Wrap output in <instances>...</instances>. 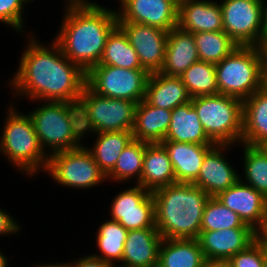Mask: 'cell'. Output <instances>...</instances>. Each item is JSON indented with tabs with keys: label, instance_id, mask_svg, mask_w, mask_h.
<instances>
[{
	"label": "cell",
	"instance_id": "6da1fadb",
	"mask_svg": "<svg viewBox=\"0 0 267 267\" xmlns=\"http://www.w3.org/2000/svg\"><path fill=\"white\" fill-rule=\"evenodd\" d=\"M20 58L19 68L10 81L16 96L32 101L79 102L86 85V73L72 63L53 40L48 47L30 38Z\"/></svg>",
	"mask_w": 267,
	"mask_h": 267
},
{
	"label": "cell",
	"instance_id": "7a4b0ae2",
	"mask_svg": "<svg viewBox=\"0 0 267 267\" xmlns=\"http://www.w3.org/2000/svg\"><path fill=\"white\" fill-rule=\"evenodd\" d=\"M54 41L85 73L99 64L108 35L118 25L117 10L103 6L67 7Z\"/></svg>",
	"mask_w": 267,
	"mask_h": 267
},
{
	"label": "cell",
	"instance_id": "3957f363",
	"mask_svg": "<svg viewBox=\"0 0 267 267\" xmlns=\"http://www.w3.org/2000/svg\"><path fill=\"white\" fill-rule=\"evenodd\" d=\"M155 225L162 239H198L210 196L193 183H174L152 192Z\"/></svg>",
	"mask_w": 267,
	"mask_h": 267
},
{
	"label": "cell",
	"instance_id": "277c9868",
	"mask_svg": "<svg viewBox=\"0 0 267 267\" xmlns=\"http://www.w3.org/2000/svg\"><path fill=\"white\" fill-rule=\"evenodd\" d=\"M28 113L34 125L41 148H50V154L81 147L80 108L77 103L44 101Z\"/></svg>",
	"mask_w": 267,
	"mask_h": 267
},
{
	"label": "cell",
	"instance_id": "5b68a950",
	"mask_svg": "<svg viewBox=\"0 0 267 267\" xmlns=\"http://www.w3.org/2000/svg\"><path fill=\"white\" fill-rule=\"evenodd\" d=\"M9 108L2 136L0 152L27 176L37 174L40 169L46 170L48 151L39 143L34 125L28 113H18L13 105Z\"/></svg>",
	"mask_w": 267,
	"mask_h": 267
},
{
	"label": "cell",
	"instance_id": "8992f818",
	"mask_svg": "<svg viewBox=\"0 0 267 267\" xmlns=\"http://www.w3.org/2000/svg\"><path fill=\"white\" fill-rule=\"evenodd\" d=\"M191 102L206 135L215 145L241 143L242 100L216 94L194 97Z\"/></svg>",
	"mask_w": 267,
	"mask_h": 267
},
{
	"label": "cell",
	"instance_id": "52a82bcc",
	"mask_svg": "<svg viewBox=\"0 0 267 267\" xmlns=\"http://www.w3.org/2000/svg\"><path fill=\"white\" fill-rule=\"evenodd\" d=\"M78 105L84 138L87 132L132 131L133 129L136 102L104 97L85 85Z\"/></svg>",
	"mask_w": 267,
	"mask_h": 267
},
{
	"label": "cell",
	"instance_id": "ba28073f",
	"mask_svg": "<svg viewBox=\"0 0 267 267\" xmlns=\"http://www.w3.org/2000/svg\"><path fill=\"white\" fill-rule=\"evenodd\" d=\"M261 54L258 46H238L215 65L218 94L242 101L260 89Z\"/></svg>",
	"mask_w": 267,
	"mask_h": 267
},
{
	"label": "cell",
	"instance_id": "9c48e42d",
	"mask_svg": "<svg viewBox=\"0 0 267 267\" xmlns=\"http://www.w3.org/2000/svg\"><path fill=\"white\" fill-rule=\"evenodd\" d=\"M149 76L145 69L96 65L86 73V85L98 95L138 104L145 99Z\"/></svg>",
	"mask_w": 267,
	"mask_h": 267
},
{
	"label": "cell",
	"instance_id": "30bf717a",
	"mask_svg": "<svg viewBox=\"0 0 267 267\" xmlns=\"http://www.w3.org/2000/svg\"><path fill=\"white\" fill-rule=\"evenodd\" d=\"M45 171L58 184L73 189L93 188L107 180L88 147L84 145L50 154Z\"/></svg>",
	"mask_w": 267,
	"mask_h": 267
},
{
	"label": "cell",
	"instance_id": "8fae6325",
	"mask_svg": "<svg viewBox=\"0 0 267 267\" xmlns=\"http://www.w3.org/2000/svg\"><path fill=\"white\" fill-rule=\"evenodd\" d=\"M219 4L223 31L238 46H258L265 33L262 0H224Z\"/></svg>",
	"mask_w": 267,
	"mask_h": 267
},
{
	"label": "cell",
	"instance_id": "7c38bea8",
	"mask_svg": "<svg viewBox=\"0 0 267 267\" xmlns=\"http://www.w3.org/2000/svg\"><path fill=\"white\" fill-rule=\"evenodd\" d=\"M135 185L120 191L113 199L110 219L119 222L127 231L156 228L152 192L141 185Z\"/></svg>",
	"mask_w": 267,
	"mask_h": 267
},
{
	"label": "cell",
	"instance_id": "4fadbf2b",
	"mask_svg": "<svg viewBox=\"0 0 267 267\" xmlns=\"http://www.w3.org/2000/svg\"><path fill=\"white\" fill-rule=\"evenodd\" d=\"M118 23H140L169 32L178 27V5L172 0H119Z\"/></svg>",
	"mask_w": 267,
	"mask_h": 267
},
{
	"label": "cell",
	"instance_id": "5bb4252c",
	"mask_svg": "<svg viewBox=\"0 0 267 267\" xmlns=\"http://www.w3.org/2000/svg\"><path fill=\"white\" fill-rule=\"evenodd\" d=\"M136 51L142 67L149 73L159 72L165 57L168 32L140 23H118Z\"/></svg>",
	"mask_w": 267,
	"mask_h": 267
},
{
	"label": "cell",
	"instance_id": "9a60e30c",
	"mask_svg": "<svg viewBox=\"0 0 267 267\" xmlns=\"http://www.w3.org/2000/svg\"><path fill=\"white\" fill-rule=\"evenodd\" d=\"M216 198L258 233L267 224V198L240 179Z\"/></svg>",
	"mask_w": 267,
	"mask_h": 267
},
{
	"label": "cell",
	"instance_id": "2e32d148",
	"mask_svg": "<svg viewBox=\"0 0 267 267\" xmlns=\"http://www.w3.org/2000/svg\"><path fill=\"white\" fill-rule=\"evenodd\" d=\"M258 234L253 228L200 231L198 241L206 259L229 260L252 244Z\"/></svg>",
	"mask_w": 267,
	"mask_h": 267
},
{
	"label": "cell",
	"instance_id": "e0dca14e",
	"mask_svg": "<svg viewBox=\"0 0 267 267\" xmlns=\"http://www.w3.org/2000/svg\"><path fill=\"white\" fill-rule=\"evenodd\" d=\"M231 145H214L205 155L197 179L193 182L210 197L234 185L240 175L224 157V150Z\"/></svg>",
	"mask_w": 267,
	"mask_h": 267
},
{
	"label": "cell",
	"instance_id": "ac0fdd59",
	"mask_svg": "<svg viewBox=\"0 0 267 267\" xmlns=\"http://www.w3.org/2000/svg\"><path fill=\"white\" fill-rule=\"evenodd\" d=\"M161 242L157 228L128 231L122 265L116 267H157Z\"/></svg>",
	"mask_w": 267,
	"mask_h": 267
},
{
	"label": "cell",
	"instance_id": "d6986e66",
	"mask_svg": "<svg viewBox=\"0 0 267 267\" xmlns=\"http://www.w3.org/2000/svg\"><path fill=\"white\" fill-rule=\"evenodd\" d=\"M178 27L186 32L223 31L221 6L212 0H187L178 6Z\"/></svg>",
	"mask_w": 267,
	"mask_h": 267
},
{
	"label": "cell",
	"instance_id": "ffe728a7",
	"mask_svg": "<svg viewBox=\"0 0 267 267\" xmlns=\"http://www.w3.org/2000/svg\"><path fill=\"white\" fill-rule=\"evenodd\" d=\"M174 169L175 183H193L199 174L206 153L215 144H194L163 140Z\"/></svg>",
	"mask_w": 267,
	"mask_h": 267
},
{
	"label": "cell",
	"instance_id": "44dd1931",
	"mask_svg": "<svg viewBox=\"0 0 267 267\" xmlns=\"http://www.w3.org/2000/svg\"><path fill=\"white\" fill-rule=\"evenodd\" d=\"M199 61L193 33L175 27L168 32L165 57L159 73L180 77L193 63Z\"/></svg>",
	"mask_w": 267,
	"mask_h": 267
},
{
	"label": "cell",
	"instance_id": "7402d4cb",
	"mask_svg": "<svg viewBox=\"0 0 267 267\" xmlns=\"http://www.w3.org/2000/svg\"><path fill=\"white\" fill-rule=\"evenodd\" d=\"M170 121L171 110L157 108L144 99L135 108L133 139L148 144L161 143L167 134Z\"/></svg>",
	"mask_w": 267,
	"mask_h": 267
},
{
	"label": "cell",
	"instance_id": "603a6c76",
	"mask_svg": "<svg viewBox=\"0 0 267 267\" xmlns=\"http://www.w3.org/2000/svg\"><path fill=\"white\" fill-rule=\"evenodd\" d=\"M242 144H267V93L257 90L243 101Z\"/></svg>",
	"mask_w": 267,
	"mask_h": 267
},
{
	"label": "cell",
	"instance_id": "cb8c5ba5",
	"mask_svg": "<svg viewBox=\"0 0 267 267\" xmlns=\"http://www.w3.org/2000/svg\"><path fill=\"white\" fill-rule=\"evenodd\" d=\"M175 183L174 169L161 143H145L141 179L138 185L150 192Z\"/></svg>",
	"mask_w": 267,
	"mask_h": 267
},
{
	"label": "cell",
	"instance_id": "d4e9b609",
	"mask_svg": "<svg viewBox=\"0 0 267 267\" xmlns=\"http://www.w3.org/2000/svg\"><path fill=\"white\" fill-rule=\"evenodd\" d=\"M145 100L157 108L173 110L191 101V97L180 77L155 72L150 73Z\"/></svg>",
	"mask_w": 267,
	"mask_h": 267
},
{
	"label": "cell",
	"instance_id": "484cf974",
	"mask_svg": "<svg viewBox=\"0 0 267 267\" xmlns=\"http://www.w3.org/2000/svg\"><path fill=\"white\" fill-rule=\"evenodd\" d=\"M164 140L194 144H214L206 135L191 101L171 110L170 126Z\"/></svg>",
	"mask_w": 267,
	"mask_h": 267
},
{
	"label": "cell",
	"instance_id": "4316f807",
	"mask_svg": "<svg viewBox=\"0 0 267 267\" xmlns=\"http://www.w3.org/2000/svg\"><path fill=\"white\" fill-rule=\"evenodd\" d=\"M205 261L198 239H162L157 267H203Z\"/></svg>",
	"mask_w": 267,
	"mask_h": 267
},
{
	"label": "cell",
	"instance_id": "83f0119b",
	"mask_svg": "<svg viewBox=\"0 0 267 267\" xmlns=\"http://www.w3.org/2000/svg\"><path fill=\"white\" fill-rule=\"evenodd\" d=\"M98 138L91 152L100 170L107 176L116 165L119 155L133 139L132 131H111L94 133Z\"/></svg>",
	"mask_w": 267,
	"mask_h": 267
},
{
	"label": "cell",
	"instance_id": "f1b7e54d",
	"mask_svg": "<svg viewBox=\"0 0 267 267\" xmlns=\"http://www.w3.org/2000/svg\"><path fill=\"white\" fill-rule=\"evenodd\" d=\"M98 65H111L126 69H144L127 35L117 25L108 35L102 58Z\"/></svg>",
	"mask_w": 267,
	"mask_h": 267
},
{
	"label": "cell",
	"instance_id": "f546056e",
	"mask_svg": "<svg viewBox=\"0 0 267 267\" xmlns=\"http://www.w3.org/2000/svg\"><path fill=\"white\" fill-rule=\"evenodd\" d=\"M127 230L123 225L114 220L102 223L98 229L96 240L101 254L92 256L104 260L114 267L118 262H122L124 243L126 241Z\"/></svg>",
	"mask_w": 267,
	"mask_h": 267
},
{
	"label": "cell",
	"instance_id": "4dcf8cb0",
	"mask_svg": "<svg viewBox=\"0 0 267 267\" xmlns=\"http://www.w3.org/2000/svg\"><path fill=\"white\" fill-rule=\"evenodd\" d=\"M200 61L218 64L238 45L224 32H196L193 34Z\"/></svg>",
	"mask_w": 267,
	"mask_h": 267
},
{
	"label": "cell",
	"instance_id": "1f68e13d",
	"mask_svg": "<svg viewBox=\"0 0 267 267\" xmlns=\"http://www.w3.org/2000/svg\"><path fill=\"white\" fill-rule=\"evenodd\" d=\"M145 142L132 139L119 155L113 170L106 176V179H112L117 182L129 181L135 178L138 184L141 179L142 166L144 161ZM135 175V176H134Z\"/></svg>",
	"mask_w": 267,
	"mask_h": 267
},
{
	"label": "cell",
	"instance_id": "d6a6232c",
	"mask_svg": "<svg viewBox=\"0 0 267 267\" xmlns=\"http://www.w3.org/2000/svg\"><path fill=\"white\" fill-rule=\"evenodd\" d=\"M180 78L191 98L218 94L215 64L199 60L186 69Z\"/></svg>",
	"mask_w": 267,
	"mask_h": 267
},
{
	"label": "cell",
	"instance_id": "836d02e7",
	"mask_svg": "<svg viewBox=\"0 0 267 267\" xmlns=\"http://www.w3.org/2000/svg\"><path fill=\"white\" fill-rule=\"evenodd\" d=\"M241 145L244 147L243 175L246 182L242 178L240 180L267 198V149L264 146Z\"/></svg>",
	"mask_w": 267,
	"mask_h": 267
},
{
	"label": "cell",
	"instance_id": "e575fe53",
	"mask_svg": "<svg viewBox=\"0 0 267 267\" xmlns=\"http://www.w3.org/2000/svg\"><path fill=\"white\" fill-rule=\"evenodd\" d=\"M229 228H252L245 224L238 214L226 207L216 197H210L207 201L200 231H212Z\"/></svg>",
	"mask_w": 267,
	"mask_h": 267
},
{
	"label": "cell",
	"instance_id": "d590c367",
	"mask_svg": "<svg viewBox=\"0 0 267 267\" xmlns=\"http://www.w3.org/2000/svg\"><path fill=\"white\" fill-rule=\"evenodd\" d=\"M228 261L232 267H267L265 248L258 238Z\"/></svg>",
	"mask_w": 267,
	"mask_h": 267
},
{
	"label": "cell",
	"instance_id": "8d00e7d4",
	"mask_svg": "<svg viewBox=\"0 0 267 267\" xmlns=\"http://www.w3.org/2000/svg\"><path fill=\"white\" fill-rule=\"evenodd\" d=\"M32 0H0V21L17 32L23 31L24 4Z\"/></svg>",
	"mask_w": 267,
	"mask_h": 267
},
{
	"label": "cell",
	"instance_id": "74e56055",
	"mask_svg": "<svg viewBox=\"0 0 267 267\" xmlns=\"http://www.w3.org/2000/svg\"><path fill=\"white\" fill-rule=\"evenodd\" d=\"M11 217L6 211L0 209V235L16 234L21 229L20 225Z\"/></svg>",
	"mask_w": 267,
	"mask_h": 267
},
{
	"label": "cell",
	"instance_id": "f35d334b",
	"mask_svg": "<svg viewBox=\"0 0 267 267\" xmlns=\"http://www.w3.org/2000/svg\"><path fill=\"white\" fill-rule=\"evenodd\" d=\"M70 267H114L110 263L94 257L91 254L77 259L74 262H69Z\"/></svg>",
	"mask_w": 267,
	"mask_h": 267
},
{
	"label": "cell",
	"instance_id": "ab89813d",
	"mask_svg": "<svg viewBox=\"0 0 267 267\" xmlns=\"http://www.w3.org/2000/svg\"><path fill=\"white\" fill-rule=\"evenodd\" d=\"M260 90L267 93V61L261 57Z\"/></svg>",
	"mask_w": 267,
	"mask_h": 267
},
{
	"label": "cell",
	"instance_id": "60d3db41",
	"mask_svg": "<svg viewBox=\"0 0 267 267\" xmlns=\"http://www.w3.org/2000/svg\"><path fill=\"white\" fill-rule=\"evenodd\" d=\"M66 7H84V6H99V4L88 0H66ZM69 4V5H68Z\"/></svg>",
	"mask_w": 267,
	"mask_h": 267
},
{
	"label": "cell",
	"instance_id": "b9f144b4",
	"mask_svg": "<svg viewBox=\"0 0 267 267\" xmlns=\"http://www.w3.org/2000/svg\"><path fill=\"white\" fill-rule=\"evenodd\" d=\"M203 267H232L228 260H208L206 259Z\"/></svg>",
	"mask_w": 267,
	"mask_h": 267
},
{
	"label": "cell",
	"instance_id": "7bdbcfd3",
	"mask_svg": "<svg viewBox=\"0 0 267 267\" xmlns=\"http://www.w3.org/2000/svg\"><path fill=\"white\" fill-rule=\"evenodd\" d=\"M261 57L267 61V33L262 36L261 42L258 45Z\"/></svg>",
	"mask_w": 267,
	"mask_h": 267
},
{
	"label": "cell",
	"instance_id": "ee69618b",
	"mask_svg": "<svg viewBox=\"0 0 267 267\" xmlns=\"http://www.w3.org/2000/svg\"><path fill=\"white\" fill-rule=\"evenodd\" d=\"M263 5V21H264V31L267 33V0H262Z\"/></svg>",
	"mask_w": 267,
	"mask_h": 267
},
{
	"label": "cell",
	"instance_id": "f6af8a7d",
	"mask_svg": "<svg viewBox=\"0 0 267 267\" xmlns=\"http://www.w3.org/2000/svg\"><path fill=\"white\" fill-rule=\"evenodd\" d=\"M34 267H70V266H69V262L68 263H63L62 262V264L61 263H56V264L52 263V264H43V265H41V264L39 265L38 264L37 266L34 265Z\"/></svg>",
	"mask_w": 267,
	"mask_h": 267
},
{
	"label": "cell",
	"instance_id": "bcb514c9",
	"mask_svg": "<svg viewBox=\"0 0 267 267\" xmlns=\"http://www.w3.org/2000/svg\"><path fill=\"white\" fill-rule=\"evenodd\" d=\"M7 259L8 258L4 256L2 252H0V267H9Z\"/></svg>",
	"mask_w": 267,
	"mask_h": 267
},
{
	"label": "cell",
	"instance_id": "7dc6e473",
	"mask_svg": "<svg viewBox=\"0 0 267 267\" xmlns=\"http://www.w3.org/2000/svg\"><path fill=\"white\" fill-rule=\"evenodd\" d=\"M257 238L263 243L267 257V240L260 233L258 234Z\"/></svg>",
	"mask_w": 267,
	"mask_h": 267
},
{
	"label": "cell",
	"instance_id": "c3c4849f",
	"mask_svg": "<svg viewBox=\"0 0 267 267\" xmlns=\"http://www.w3.org/2000/svg\"><path fill=\"white\" fill-rule=\"evenodd\" d=\"M260 234L267 240V224L264 229L260 232Z\"/></svg>",
	"mask_w": 267,
	"mask_h": 267
},
{
	"label": "cell",
	"instance_id": "681fc988",
	"mask_svg": "<svg viewBox=\"0 0 267 267\" xmlns=\"http://www.w3.org/2000/svg\"><path fill=\"white\" fill-rule=\"evenodd\" d=\"M172 1L179 6L180 4L184 3L187 0H172Z\"/></svg>",
	"mask_w": 267,
	"mask_h": 267
}]
</instances>
